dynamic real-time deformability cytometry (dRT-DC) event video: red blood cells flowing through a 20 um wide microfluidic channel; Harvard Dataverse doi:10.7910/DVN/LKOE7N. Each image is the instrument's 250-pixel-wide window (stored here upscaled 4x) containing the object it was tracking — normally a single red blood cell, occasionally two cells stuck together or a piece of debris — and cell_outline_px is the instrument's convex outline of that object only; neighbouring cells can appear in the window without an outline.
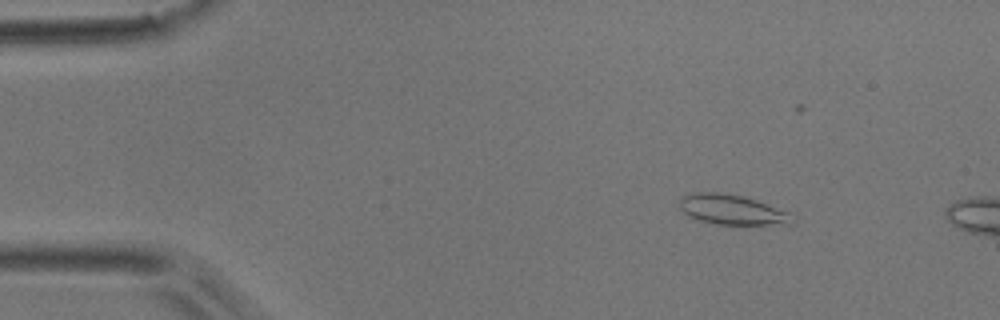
{"species": "common noctule bat (a hibernating species)", "species_latin": "Nyctalus noctula", "temperature_condition": "room temperature", "stored_images_in_passage": 12, "camera_frame_rate_fps": 3000, "um_per_image_px": 0.085, "animal": {"sex": "male", "body_mass_g": 17.9}, "frame": {"image": 1, "passage_image": 6, "time_ms": 1.667, "image_size_px": [1000, 320], "cell_outline_px": [[796, 224], [716, 224], [696, 220], [688, 216], [680, 208], [680, 200], [684, 196], [692, 192], [716, 192], [744, 196], [792, 212], [796, 220]], "centroid_in_image_um": [62.28, 17.83], "position_along_channel_um": 22.7, "area_um2": 19.94}}